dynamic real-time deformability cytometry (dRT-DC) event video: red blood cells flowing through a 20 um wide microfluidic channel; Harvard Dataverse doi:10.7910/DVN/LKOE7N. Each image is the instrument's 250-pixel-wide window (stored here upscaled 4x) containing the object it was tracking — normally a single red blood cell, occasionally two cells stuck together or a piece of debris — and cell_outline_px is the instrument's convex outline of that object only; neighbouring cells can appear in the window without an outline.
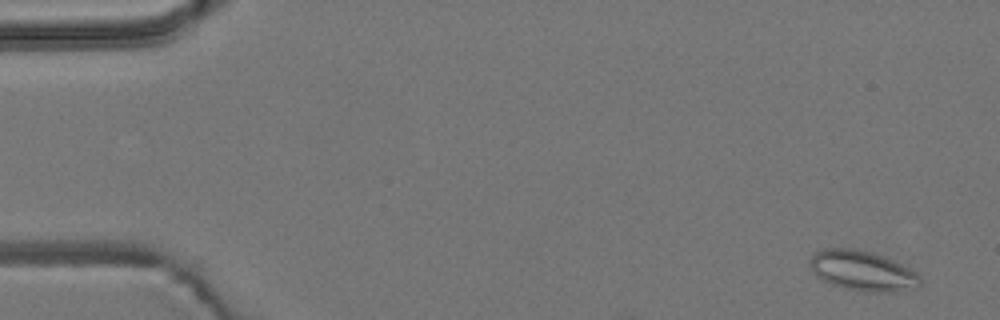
{"species": "common noctule bat (a hibernating species)", "species_latin": "Nyctalus noctula", "temperature_condition": "room temperature", "stored_images_in_passage": 8, "camera_frame_rate_fps": 3000, "um_per_image_px": 0.085, "animal": {"sex": "male", "body_mass_g": 19.2, "forearm_length_mm": 51.8}, "frame": {"image": 1, "passage_image": 1, "time_ms": 0.0, "image_size_px": [1000, 320], "cell_outline_px": [[920, 288], [896, 292], [864, 292], [844, 288], [832, 284], [816, 276], [812, 272], [808, 264], [808, 260], [816, 252], [824, 248], [856, 248], [872, 252], [884, 256], [916, 272], [920, 276]], "centroid_in_image_um": [73.31, 23.02], "position_along_channel_um": 11.7, "area_um2": 26.07}}